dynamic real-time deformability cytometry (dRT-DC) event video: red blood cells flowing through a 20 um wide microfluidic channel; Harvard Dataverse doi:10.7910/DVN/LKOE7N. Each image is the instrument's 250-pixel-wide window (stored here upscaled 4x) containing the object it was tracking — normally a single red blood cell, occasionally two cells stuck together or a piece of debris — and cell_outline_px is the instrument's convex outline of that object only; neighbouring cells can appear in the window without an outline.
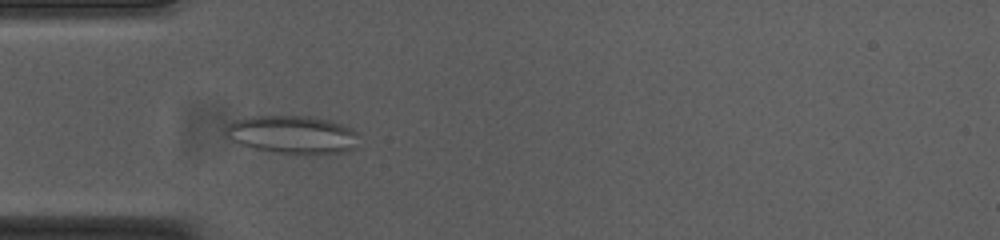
{"species": "common noctule bat (a hibernating species)", "species_latin": "Nyctalus noctula", "temperature_condition": "cold", "stored_images_in_passage": 54, "camera_frame_rate_fps": 3000, "um_per_image_px": 0.085, "animal": {"sex": "female", "body_mass_g": 23.0, "forearm_length_mm": 53.4}, "frame": {"image": 1, "passage_image": 16, "time_ms": 5.0, "image_size_px": [1000, 240], "cell_outline_px": [[360, 148], [344, 152], [280, 152], [252, 148], [240, 144], [232, 140], [224, 132], [224, 128], [232, 120], [248, 116], [308, 116], [328, 120], [352, 128], [356, 132]], "centroid_in_image_um": [24.84, 11.41], "position_along_channel_um": 60.2, "area_um2": 29.25}}
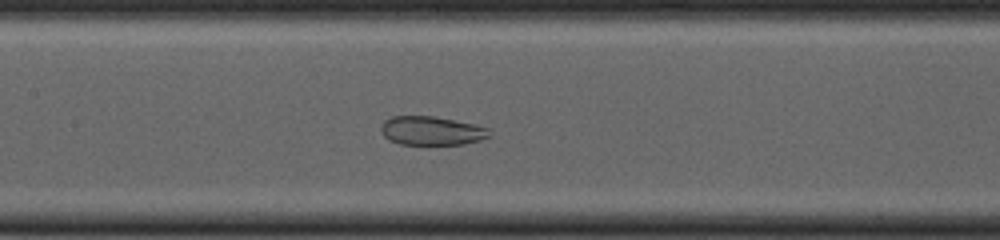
{"frame": {"image": 2, "passage_image": 25, "time_ms": 8.0, "image_size_px": [1000, 240], "cell_outline_px": [[492, 136], [480, 140], [464, 144], [400, 144], [388, 140], [384, 136], [380, 128], [384, 120], [392, 116], [432, 116], [476, 124], [488, 128]], "centroid_in_image_um": [36.69, 11.11], "position_along_channel_um": 170.7, "area_um2": 18.26}}
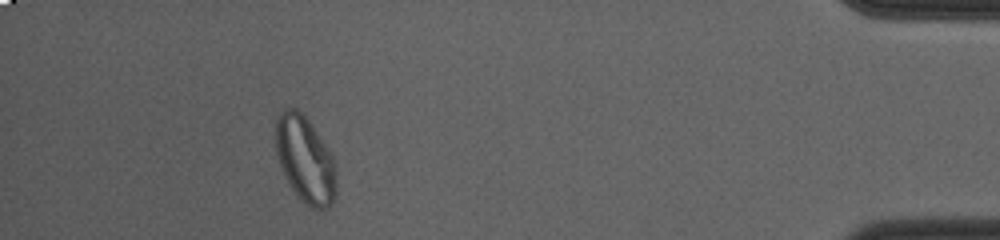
{"frame": {"image": 3, "passage_image": 49, "time_ms": 16.0, "image_size_px": [1000, 240], "cell_outline_px": [[336, 192], [332, 204], [328, 208], [312, 208], [292, 188], [280, 164], [276, 152], [276, 120], [280, 112], [284, 108], [296, 108], [308, 120], [332, 156], [336, 164]], "centroid_in_image_um": [25.95, 13.54], "position_along_channel_um": 409.2, "area_um2": 29.82}, "authors_computed_cell_mechanics": {"area_um2": 28.8422, "velocity_mm_per_s": 3.7201, "shape_relaxation_time_tau1_ms": null, "shape_relaxation_time_tau2_ms": 0.9364, "deformation_change_tau1": null, "deformation_change_tau2": 0.0507}}